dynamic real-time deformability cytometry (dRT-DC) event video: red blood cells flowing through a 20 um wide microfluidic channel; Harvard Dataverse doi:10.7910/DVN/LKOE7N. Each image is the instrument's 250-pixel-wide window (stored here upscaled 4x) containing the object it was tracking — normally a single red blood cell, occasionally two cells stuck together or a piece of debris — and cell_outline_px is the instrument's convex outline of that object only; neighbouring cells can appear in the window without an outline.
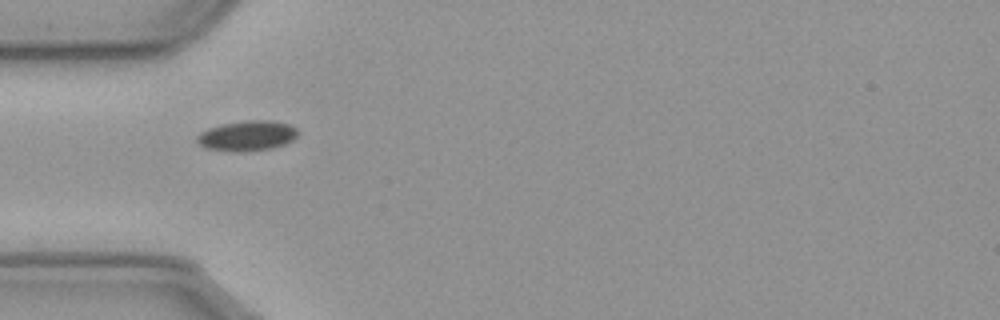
{"species": "common noctule bat (a hibernating species)", "species_latin": "Nyctalus noctula", "temperature_condition": "cold", "stored_images_in_passage": 41, "camera_frame_rate_fps": 3000, "um_per_image_px": 0.085, "animal": {"sex": "male", "body_mass_g": 23.1, "forearm_length_mm": 52.7}, "frame": {"image": 1, "passage_image": 1, "time_ms": 0.0, "image_size_px": [1000, 320], "cell_outline_px": [[300, 132], [292, 140], [284, 144], [268, 148], [240, 152], [236, 152], [208, 148], [200, 144], [196, 140], [196, 136], [200, 132], [208, 128], [224, 124], [244, 120], [272, 120], [288, 124], [296, 128]], "centroid_in_image_um": [21.01, 11.52], "position_along_channel_um": 64.0, "area_um2": 17.57}}
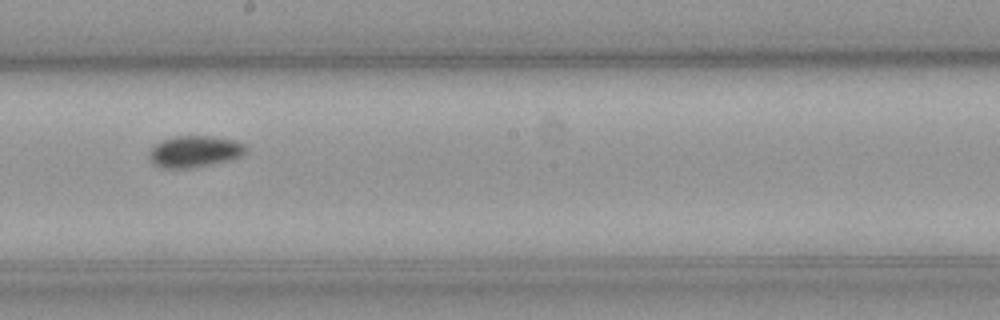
{"frame": {"image": 2, "passage_image": 15, "time_ms": 4.667, "image_size_px": [1000, 320], "cell_outline_px": [[248, 148], [240, 156], [228, 160], [208, 164], [184, 168], [160, 168], [152, 164], [148, 156], [148, 152], [160, 140], [176, 136], [208, 136], [232, 140], [244, 144]], "centroid_in_image_um": [16.47, 12.87], "position_along_channel_um": 231.7, "area_um2": 17.51}}
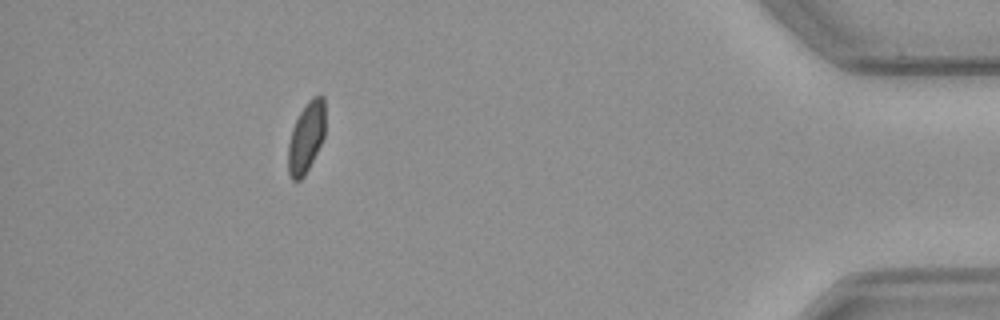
{"frame": {"image": 3, "passage_image": 35, "time_ms": 11.333, "image_size_px": [1000, 320], "cell_outline_px": [[324, 136], [304, 176], [300, 180], [292, 180], [288, 172], [288, 144], [292, 128], [300, 112], [308, 100], [312, 96], [324, 96]], "centroid_in_image_um": [26.01, 11.66], "position_along_channel_um": 409.2, "area_um2": 15.03}}